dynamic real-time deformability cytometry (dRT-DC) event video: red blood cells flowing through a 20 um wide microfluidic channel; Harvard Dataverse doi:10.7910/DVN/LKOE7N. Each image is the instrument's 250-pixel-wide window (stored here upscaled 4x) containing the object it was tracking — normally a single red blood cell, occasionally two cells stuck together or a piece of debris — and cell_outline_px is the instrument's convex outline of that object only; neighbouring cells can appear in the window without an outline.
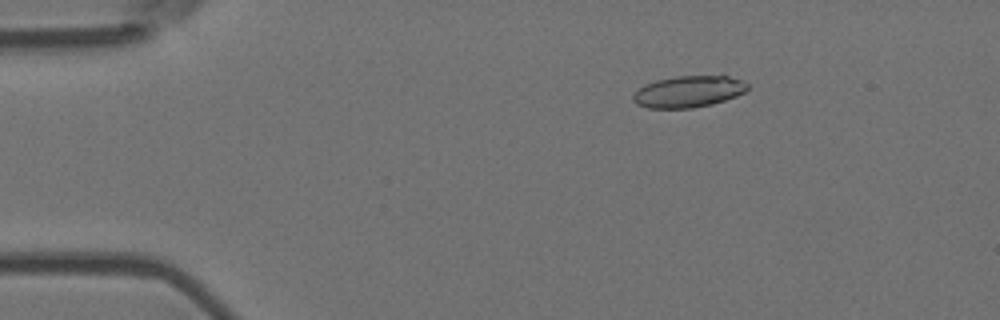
{"species": "Egyptian fruit bat (a non-hibernating species)", "species_latin": "Rousettus aegyptiacus", "temperature_condition": "room temperature", "stored_images_in_passage": 6, "camera_frame_rate_fps": 3000, "um_per_image_px": 0.085, "animal": {"sex": "female"}, "frame": {"image": 1, "passage_image": 3, "time_ms": 0.667, "image_size_px": [1000, 320], "cell_outline_px": [[748, 88], [744, 92], [736, 96], [712, 104], [692, 108], [648, 108], [636, 104], [632, 100], [632, 96], [644, 84], [656, 80], [676, 76], [724, 72], [748, 84]], "centroid_in_image_um": [58.57, 7.73], "position_along_channel_um": 26.4, "area_um2": 21.79}}